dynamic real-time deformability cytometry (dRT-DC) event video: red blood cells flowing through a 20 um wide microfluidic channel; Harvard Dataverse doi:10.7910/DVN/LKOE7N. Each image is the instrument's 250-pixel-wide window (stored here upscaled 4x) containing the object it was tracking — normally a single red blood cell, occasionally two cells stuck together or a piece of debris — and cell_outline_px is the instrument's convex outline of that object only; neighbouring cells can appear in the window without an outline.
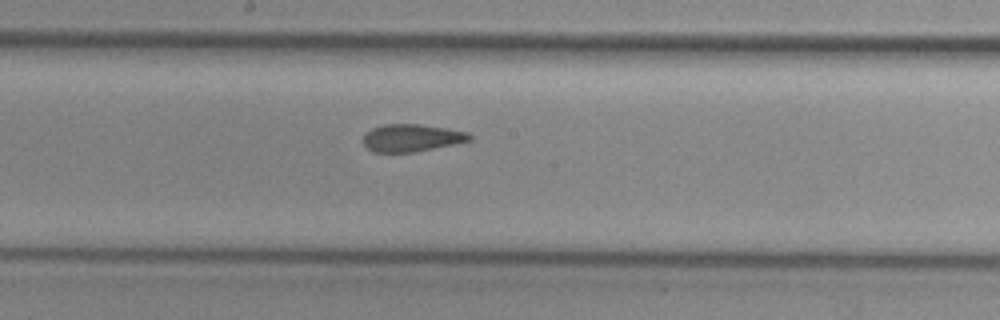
{"species": "common noctule bat (a hibernating species)", "species_latin": "Nyctalus noctula", "temperature_condition": "cold", "stored_images_in_passage": 9, "camera_frame_rate_fps": 3000, "um_per_image_px": 0.085, "animal": {"sex": "female", "body_mass_g": 29.2, "forearm_length_mm": 56.3}, "frame": {"image": 1, "passage_image": 9, "time_ms": 2.667, "image_size_px": [1000, 320], "cell_outline_px": [[472, 140], [456, 144], [412, 152], [376, 152], [368, 148], [364, 144], [364, 136], [372, 128], [384, 124], [416, 124], [448, 128], [468, 132], [472, 136]], "centroid_in_image_um": [35.04, 11.71], "position_along_channel_um": 213.2, "area_um2": 16.88}}